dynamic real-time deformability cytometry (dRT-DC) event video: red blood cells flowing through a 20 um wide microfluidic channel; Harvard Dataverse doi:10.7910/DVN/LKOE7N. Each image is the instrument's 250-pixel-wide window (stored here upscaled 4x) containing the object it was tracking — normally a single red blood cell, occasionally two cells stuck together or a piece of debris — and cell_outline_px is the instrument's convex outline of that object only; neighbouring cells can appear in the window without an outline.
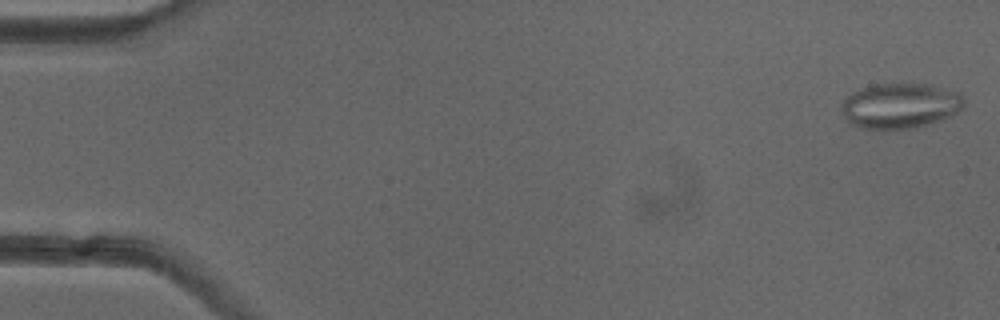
{"species": "common noctule bat (a hibernating species)", "species_latin": "Nyctalus noctula", "temperature_condition": "cold", "stored_images_in_passage": 51, "camera_frame_rate_fps": 3000, "um_per_image_px": 0.085, "animal": {"sex": "female"}, "frame": {"image": 1, "passage_image": 1, "time_ms": 0.0, "image_size_px": [1000, 320], "cell_outline_px": [[964, 108], [948, 116], [912, 128], [856, 128], [848, 124], [840, 108], [840, 104], [852, 92], [876, 84], [908, 80], [928, 84], [960, 92], [964, 96]], "centroid_in_image_um": [76.49, 8.93], "position_along_channel_um": 8.5, "area_um2": 32.83}}
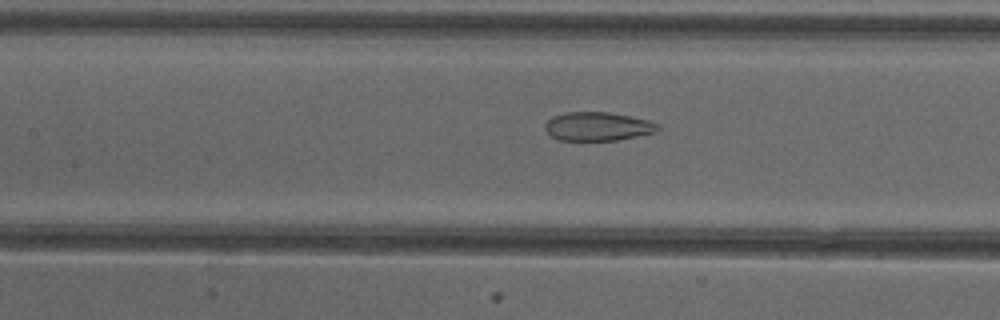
{"frame": {"image": 2, "passage_image": 23, "time_ms": 7.333, "image_size_px": [1000, 320], "cell_outline_px": [[660, 128], [656, 132], [616, 140], [560, 140], [552, 136], [544, 128], [544, 124], [552, 116], [564, 112], [608, 112], [648, 120], [660, 124]], "centroid_in_image_um": [50.8, 10.74], "position_along_channel_um": 156.6, "area_um2": 18.79}}
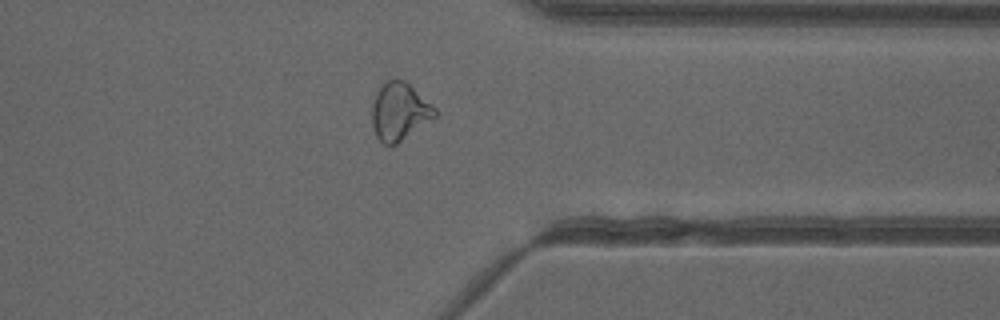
{"frame": {"image": 3, "passage_image": 40, "time_ms": 13.0, "image_size_px": [1000, 320], "cell_outline_px": [[436, 116], [392, 148], [384, 144], [376, 136], [372, 128], [372, 100], [376, 92], [388, 80], [404, 80], [436, 108]], "centroid_in_image_um": [33.92, 9.53], "position_along_channel_um": 377.5, "area_um2": 21.1}, "authors_computed_cell_mechanics": {"area_um2": 23.5246, "velocity_mm_per_s": 4.0005, "shape_relaxation_time_tau1_ms": null, "shape_relaxation_time_tau2_ms": 1.5482, "deformation_change_tau1": null, "deformation_change_tau2": 0.0883}}